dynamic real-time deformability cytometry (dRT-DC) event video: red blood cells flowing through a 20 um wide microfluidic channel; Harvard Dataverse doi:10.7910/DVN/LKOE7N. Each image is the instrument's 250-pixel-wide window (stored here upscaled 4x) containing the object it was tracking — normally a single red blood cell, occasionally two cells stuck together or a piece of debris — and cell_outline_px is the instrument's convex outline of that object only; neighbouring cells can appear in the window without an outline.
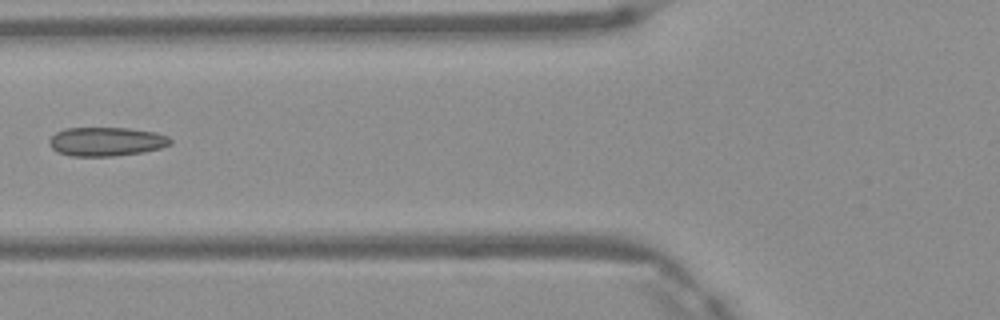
{"species": "Egyptian fruit bat (a non-hibernating species)", "species_latin": "Rousettus aegyptiacus", "temperature_condition": "warm", "stored_images_in_passage": 4, "camera_frame_rate_fps": 3000, "um_per_image_px": 0.085, "frame": {"image": 1, "passage_image": 4, "time_ms": 1.0, "image_size_px": [1000, 320], "cell_outline_px": [[172, 144], [160, 148], [144, 152], [112, 156], [72, 156], [56, 152], [48, 144], [48, 140], [56, 132], [64, 128], [128, 128], [156, 132], [168, 136], [172, 140]], "centroid_in_image_um": [9.03, 12.03], "position_along_channel_um": 116.8, "area_um2": 20.58}}